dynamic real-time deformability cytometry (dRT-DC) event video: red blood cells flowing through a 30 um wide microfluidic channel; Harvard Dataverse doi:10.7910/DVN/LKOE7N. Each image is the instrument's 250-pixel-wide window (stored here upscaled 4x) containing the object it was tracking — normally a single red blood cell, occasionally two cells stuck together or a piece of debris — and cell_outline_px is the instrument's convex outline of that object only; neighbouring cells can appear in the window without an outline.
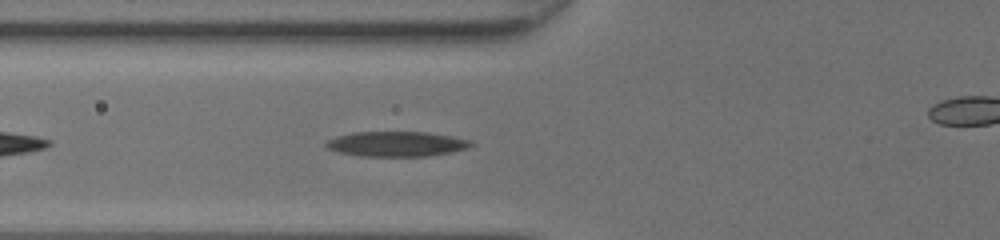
{"species": "common noctule bat (a hibernating species)", "species_latin": "Nyctalus noctula", "temperature_condition": "room temperature", "stored_images_in_passage": 34, "camera_frame_rate_fps": 3000, "um_per_image_px": 0.085, "animal": {"sex": "female", "body_mass_g": 20.0, "forearm_length_mm": 54.0}, "frame": {"image": 1, "passage_image": 4, "time_ms": 1.0, "image_size_px": [1000, 240], "cell_outline_px": [[476, 144], [468, 148], [452, 152], [428, 156], [360, 156], [340, 152], [328, 148], [324, 144], [328, 140], [336, 136], [352, 132], [428, 132], [452, 136], [472, 140]], "centroid_in_image_um": [33.76, 12.23], "position_along_channel_um": 92.0, "area_um2": 21.27}}
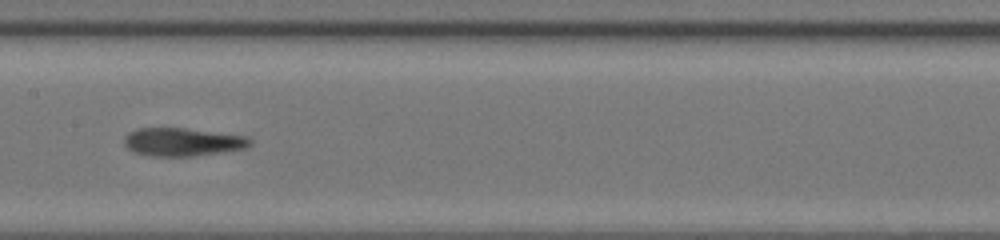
{"frame": {"image": 2, "passage_image": 11, "time_ms": 3.333, "image_size_px": [1000, 240], "cell_outline_px": [[252, 144], [248, 148], [192, 156], [152, 156], [136, 152], [128, 148], [124, 144], [124, 136], [128, 132], [136, 128], [184, 128], [248, 136], [252, 140]], "centroid_in_image_um": [15.53, 12.06], "position_along_channel_um": 191.9, "area_um2": 20.69}}
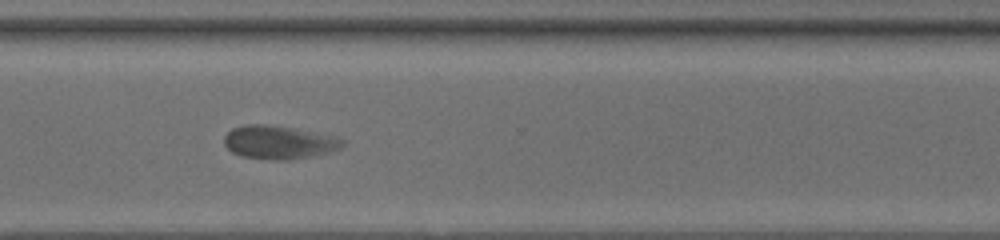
{"frame": {"image": 3, "passage_image": 22, "time_ms": 7.0, "image_size_px": [1000, 240], "cell_outline_px": [[344, 144], [340, 148], [316, 156], [288, 160], [268, 160], [240, 156], [232, 152], [224, 144], [224, 136], [232, 128], [244, 124], [268, 124], [296, 128], [336, 136], [344, 140]], "centroid_in_image_um": [23.7, 12.09], "position_along_channel_um": 346.9, "area_um2": 23.41}, "authors_computed_cell_mechanics": {"area_um2": 21.3571, "velocity_mm_per_s": 4.2377, "shape_relaxation_time_tau1_ms": null, "shape_relaxation_time_tau2_ms": 1.1611, "deformation_change_tau1": null, "deformation_change_tau2": 0.0791}}